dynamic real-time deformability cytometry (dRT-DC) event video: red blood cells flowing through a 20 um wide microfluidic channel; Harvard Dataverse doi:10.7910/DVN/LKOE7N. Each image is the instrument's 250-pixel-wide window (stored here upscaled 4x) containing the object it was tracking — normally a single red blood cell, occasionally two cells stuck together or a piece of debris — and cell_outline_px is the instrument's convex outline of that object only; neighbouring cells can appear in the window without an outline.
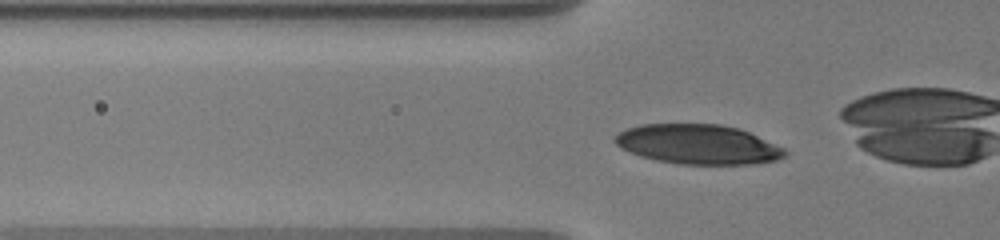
{"species": "human", "species_latin": "Homo sapiens", "temperature_condition": "warm", "stored_images_in_passage": 42, "camera_frame_rate_fps": 3000, "um_per_image_px": 0.085, "donor": {"sex": "male"}, "frame": {"image": 1, "passage_image": 3, "time_ms": 0.667, "image_size_px": [1000, 240], "cell_outline_px": [[788, 152], [784, 156], [776, 160], [752, 164], [680, 164], [656, 160], [640, 156], [620, 148], [612, 140], [620, 132], [628, 128], [640, 124], [720, 124], [736, 128], [748, 132], [784, 148]], "centroid_in_image_um": [59.3, 12.27], "position_along_channel_um": 66.5, "area_um2": 39.07}}
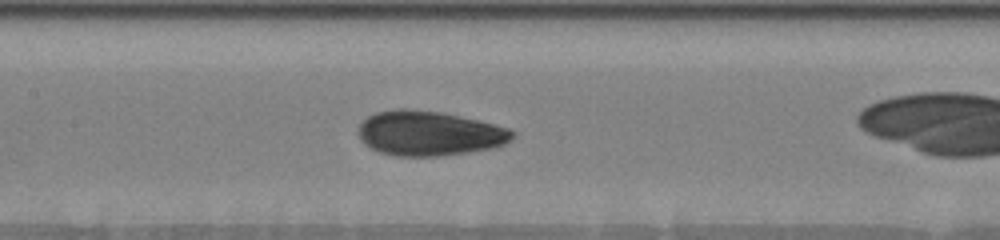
{"frame": {"image": 2, "passage_image": 16, "time_ms": 3.667, "image_size_px": [1000, 240], "cell_outline_px": [[516, 136], [512, 140], [504, 144], [492, 148], [468, 152], [440, 156], [396, 156], [380, 152], [368, 148], [360, 140], [360, 124], [368, 116], [376, 112], [396, 108], [404, 108], [440, 112], [460, 116], [508, 128], [516, 132]], "centroid_in_image_um": [36.48, 11.34], "position_along_channel_um": 170.9, "area_um2": 40.17}}
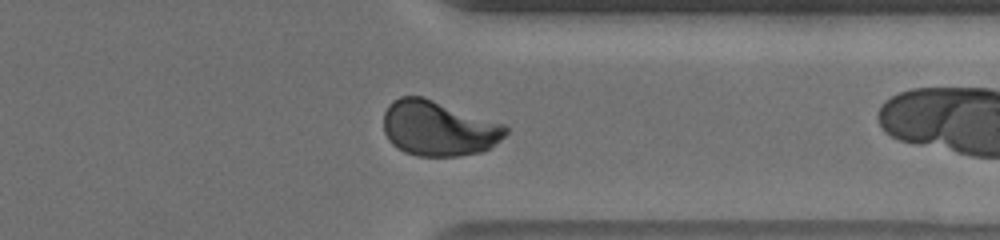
{"frame": {"image": 3, "passage_image": 40, "time_ms": 9.333, "image_size_px": [1000, 240], "cell_outline_px": [[508, 132], [500, 140], [488, 148], [480, 152], [460, 156], [416, 156], [404, 152], [392, 144], [388, 140], [384, 132], [384, 112], [388, 104], [392, 100], [400, 96], [424, 96], [504, 124], [508, 128]], "centroid_in_image_um": [37.24, 10.9], "position_along_channel_um": 374.2, "area_um2": 39.48}}